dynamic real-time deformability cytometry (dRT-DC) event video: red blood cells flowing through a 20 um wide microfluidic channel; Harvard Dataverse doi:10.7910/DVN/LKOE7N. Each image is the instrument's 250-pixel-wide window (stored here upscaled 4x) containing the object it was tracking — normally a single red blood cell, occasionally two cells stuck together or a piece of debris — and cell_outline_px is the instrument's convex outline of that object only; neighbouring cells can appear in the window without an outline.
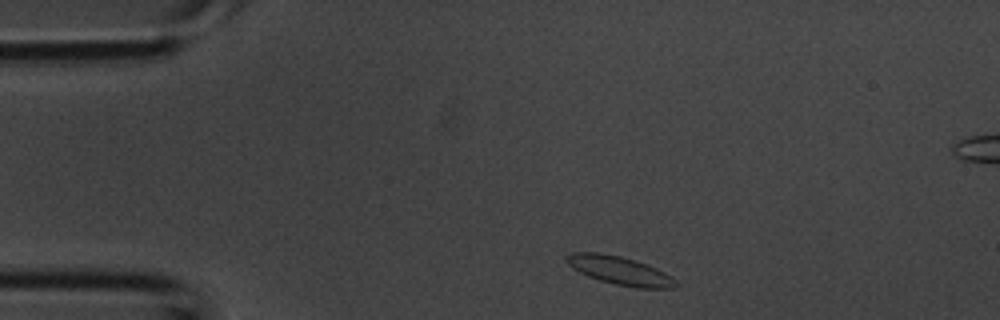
{"species": "common noctule bat (a hibernating species)", "species_latin": "Nyctalus noctula", "temperature_condition": "room temperature", "stored_images_in_passage": 3, "camera_frame_rate_fps": 3000, "um_per_image_px": 0.085, "animal": {"sex": "male", "body_mass_g": 20.1, "forearm_length_mm": 53.5}, "frame": {"image": 1, "passage_image": 1, "time_ms": 0.0, "image_size_px": [1000, 320], "cell_outline_px": [[676, 288], [636, 288], [616, 284], [600, 280], [588, 276], [572, 268], [564, 260], [564, 256], [572, 252], [600, 252], [620, 256], [636, 260], [656, 268], [664, 272], [676, 280]], "centroid_in_image_um": [52.64, 22.98], "position_along_channel_um": 32.4, "area_um2": 18.09}}